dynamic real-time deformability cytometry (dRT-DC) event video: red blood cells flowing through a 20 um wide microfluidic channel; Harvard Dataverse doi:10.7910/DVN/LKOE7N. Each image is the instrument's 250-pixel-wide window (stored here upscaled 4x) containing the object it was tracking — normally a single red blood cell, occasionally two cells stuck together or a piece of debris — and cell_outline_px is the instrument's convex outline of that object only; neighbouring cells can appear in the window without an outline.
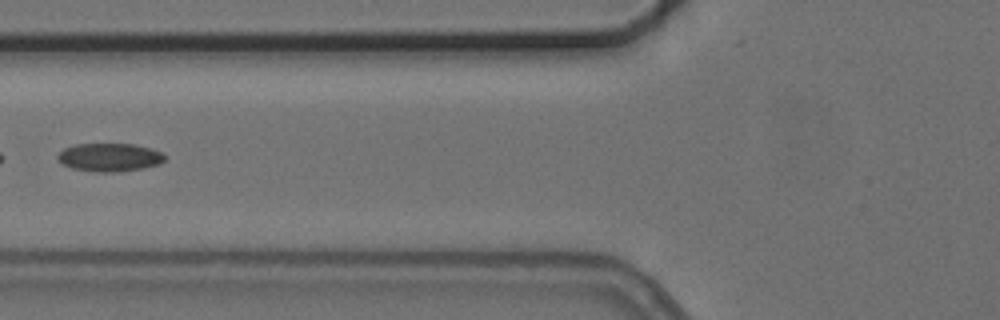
{"species": "common noctule bat (a hibernating species)", "species_latin": "Nyctalus noctula", "temperature_condition": "cold", "stored_images_in_passage": 5, "segment_of_instrument_passage": [2, 2], "camera_frame_rate_fps": 3000, "um_per_image_px": 0.085, "animal": {"sex": "female", "body_mass_g": 24.6, "forearm_length_mm": 56.2}, "frame": {"image": 1, "passage_image": 5, "time_ms": 5.667, "image_size_px": [1000, 320], "cell_outline_px": [[168, 156], [160, 164], [144, 168], [112, 172], [96, 172], [72, 168], [64, 164], [56, 156], [64, 148], [76, 144], [136, 144], [160, 152]], "centroid_in_image_um": [9.34, 13.37], "position_along_channel_um": 116.5, "area_um2": 17.51}}